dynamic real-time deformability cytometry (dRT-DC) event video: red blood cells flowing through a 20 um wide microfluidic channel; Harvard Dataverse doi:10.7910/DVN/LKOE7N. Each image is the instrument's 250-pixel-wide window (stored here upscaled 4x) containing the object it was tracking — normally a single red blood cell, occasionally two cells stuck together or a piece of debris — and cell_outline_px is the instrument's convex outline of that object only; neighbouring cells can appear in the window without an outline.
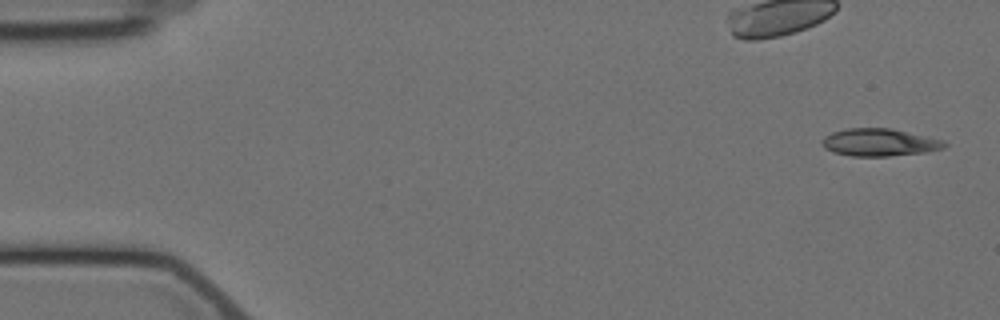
{"species": "Egyptian fruit bat (a non-hibernating species)", "species_latin": "Rousettus aegyptiacus", "temperature_condition": "cold", "stored_images_in_passage": 5, "camera_frame_rate_fps": 3000, "um_per_image_px": 0.085, "animal": {"sex": "female"}, "frame": {"image": 1, "passage_image": 1, "time_ms": 0.0, "image_size_px": [1000, 320], "cell_outline_px": [[948, 144], [944, 148], [928, 152], [888, 156], [852, 156], [836, 152], [824, 148], [824, 136], [832, 132], [848, 128], [892, 128], [944, 140]], "centroid_in_image_um": [74.81, 12.1], "position_along_channel_um": 10.2, "area_um2": 19.54}}
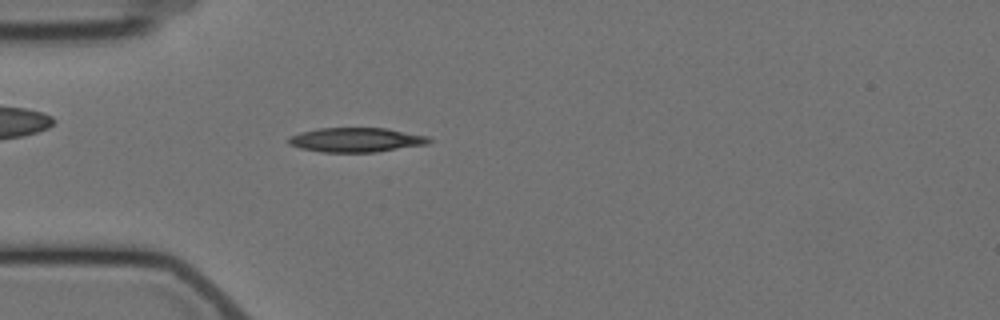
{"frame": {"image": 2, "passage_image": 5, "time_ms": 4.667, "image_size_px": [1000, 320], "cell_outline_px": [[432, 140], [428, 144], [376, 152], [324, 152], [300, 148], [288, 144], [288, 136], [300, 132], [316, 128], [388, 128], [428, 136]], "centroid_in_image_um": [30.26, 11.88], "position_along_channel_um": 54.7, "area_um2": 20.11}}